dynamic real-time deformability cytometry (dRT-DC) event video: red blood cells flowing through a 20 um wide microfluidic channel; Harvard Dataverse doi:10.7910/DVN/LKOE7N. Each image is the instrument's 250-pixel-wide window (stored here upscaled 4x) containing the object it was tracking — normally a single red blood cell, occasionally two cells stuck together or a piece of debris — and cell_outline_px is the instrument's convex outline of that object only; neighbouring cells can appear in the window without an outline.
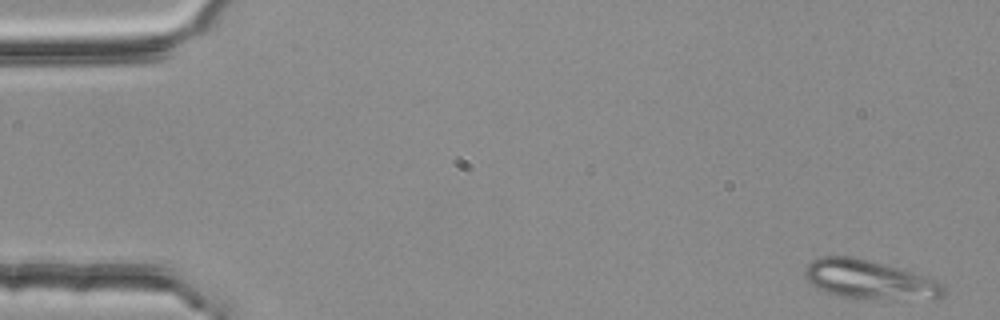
{"species": "common noctule bat (a hibernating species)", "species_latin": "Nyctalus noctula", "temperature_condition": "room temperature", "stored_images_in_passage": 3, "camera_frame_rate_fps": 3000, "um_per_image_px": 0.085, "animal": {"sex": "female", "body_mass_g": 25.1}, "frame": {"image": 1, "passage_image": 1, "time_ms": 0.0, "image_size_px": [1000, 320], "cell_outline_px": [[944, 296], [836, 296], [824, 292], [816, 288], [804, 276], [804, 268], [812, 260], [820, 256], [852, 256], [884, 264], [936, 280], [944, 284]], "centroid_in_image_um": [73.72, 23.69], "position_along_channel_um": 11.3, "area_um2": 29.71}}